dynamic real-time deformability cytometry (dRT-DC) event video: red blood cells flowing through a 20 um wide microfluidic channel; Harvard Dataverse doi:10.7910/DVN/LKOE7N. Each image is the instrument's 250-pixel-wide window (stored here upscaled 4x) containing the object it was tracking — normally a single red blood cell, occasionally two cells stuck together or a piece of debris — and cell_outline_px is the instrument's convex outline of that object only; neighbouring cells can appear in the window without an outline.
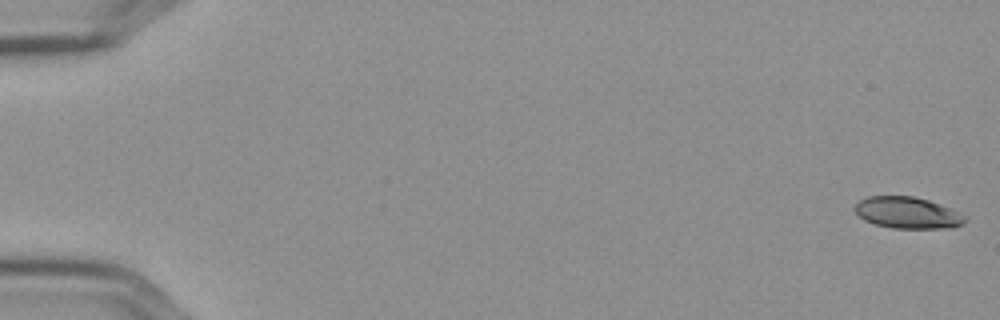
{"species": "Egyptian fruit bat (a non-hibernating species)", "species_latin": "Rousettus aegyptiacus", "temperature_condition": "cold", "stored_images_in_passage": 58, "segment_of_instrument_passage": [1, 2], "camera_frame_rate_fps": 3000, "um_per_image_px": 0.085, "frame": {"image": 1, "passage_image": 1, "time_ms": 0.0, "image_size_px": [1000, 320], "cell_outline_px": [[968, 220], [964, 224], [952, 228], [892, 228], [876, 224], [864, 220], [852, 208], [860, 200], [868, 196], [912, 196], [928, 200], [940, 204], [968, 216]], "centroid_in_image_um": [77.18, 18.09], "position_along_channel_um": 7.8, "area_um2": 20.35}}
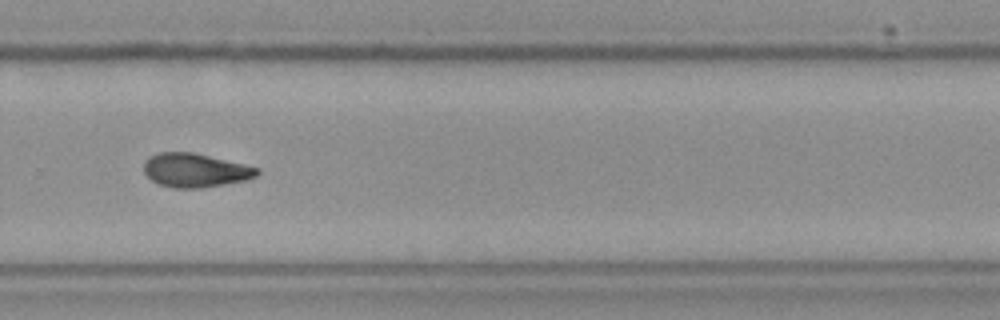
{"frame": {"image": 2, "passage_image": 40, "time_ms": 13.0, "image_size_px": [1000, 320], "cell_outline_px": [[260, 172], [256, 176], [244, 180], [224, 184], [200, 188], [176, 188], [160, 184], [152, 180], [144, 172], [144, 160], [148, 156], [160, 152], [192, 152], [256, 168]], "centroid_in_image_um": [16.52, 14.47], "position_along_channel_um": 313.3, "area_um2": 21.85}}
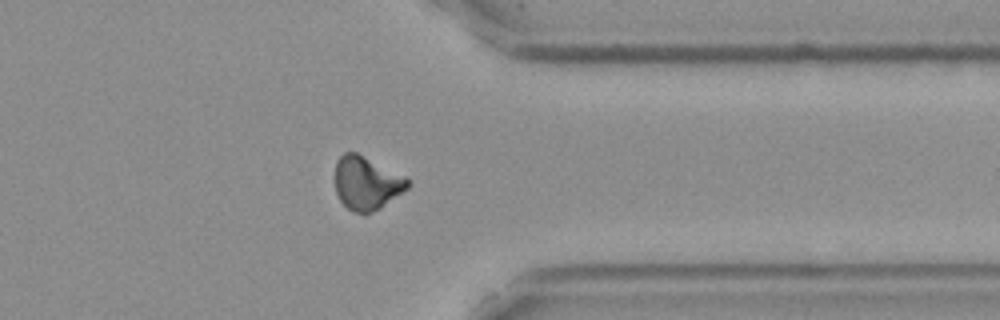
{"frame": {"image": 3, "passage_image": 46, "time_ms": 15.0, "image_size_px": [1000, 320], "cell_outline_px": [[408, 188], [380, 208], [372, 212], [352, 212], [340, 200], [336, 192], [336, 160], [344, 152], [356, 152], [404, 176], [408, 180]], "centroid_in_image_um": [31.13, 15.55], "position_along_channel_um": 380.3, "area_um2": 22.14}}